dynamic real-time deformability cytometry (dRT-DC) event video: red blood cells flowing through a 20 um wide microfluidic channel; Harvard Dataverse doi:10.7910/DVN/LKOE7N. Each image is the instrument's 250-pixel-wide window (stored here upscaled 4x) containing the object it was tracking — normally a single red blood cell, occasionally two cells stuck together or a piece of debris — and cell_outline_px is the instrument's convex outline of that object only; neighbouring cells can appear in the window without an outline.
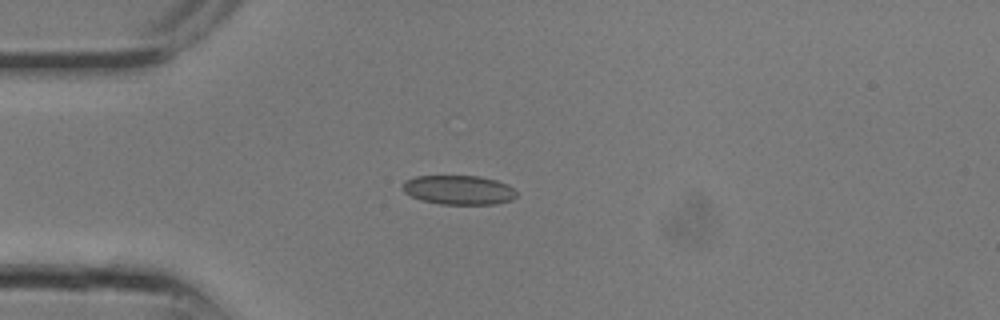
{"species": "common noctule bat (a hibernating species)", "species_latin": "Nyctalus noctula", "temperature_condition": "room temperature", "stored_images_in_passage": 2, "camera_frame_rate_fps": 3000, "um_per_image_px": 0.085, "animal": {"sex": "male", "body_mass_g": 13.3}, "frame": {"image": 1, "passage_image": 1, "time_ms": 0.0, "image_size_px": [1000, 320], "cell_outline_px": [[516, 196], [512, 200], [496, 204], [440, 204], [420, 200], [404, 192], [400, 188], [404, 180], [416, 176], [480, 176], [496, 180], [508, 184], [516, 192]], "centroid_in_image_um": [38.96, 16.14], "position_along_channel_um": 46.0, "area_um2": 19.59}}